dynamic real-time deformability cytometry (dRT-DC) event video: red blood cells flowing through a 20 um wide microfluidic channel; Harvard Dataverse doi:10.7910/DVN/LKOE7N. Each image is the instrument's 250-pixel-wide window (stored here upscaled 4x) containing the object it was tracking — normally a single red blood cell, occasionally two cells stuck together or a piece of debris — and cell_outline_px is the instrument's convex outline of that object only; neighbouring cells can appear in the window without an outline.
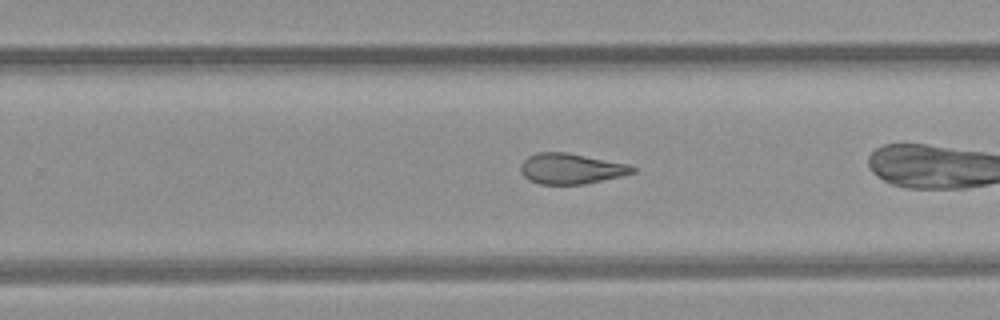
{"species": "common noctule bat (a hibernating species)", "species_latin": "Nyctalus noctula", "temperature_condition": "room temperature", "stored_images_in_passage": 30, "camera_frame_rate_fps": 3000, "um_per_image_px": 0.085, "animal": {"sex": "female", "body_mass_g": 21.9}, "frame": {"image": 1, "passage_image": 22, "time_ms": 7.0, "image_size_px": [1000, 320], "cell_outline_px": [[636, 172], [620, 176], [584, 184], [540, 184], [528, 180], [520, 172], [520, 164], [528, 156], [536, 152], [568, 152], [628, 164], [636, 168]], "centroid_in_image_um": [48.5, 14.33], "position_along_channel_um": 281.3, "area_um2": 20.0}}